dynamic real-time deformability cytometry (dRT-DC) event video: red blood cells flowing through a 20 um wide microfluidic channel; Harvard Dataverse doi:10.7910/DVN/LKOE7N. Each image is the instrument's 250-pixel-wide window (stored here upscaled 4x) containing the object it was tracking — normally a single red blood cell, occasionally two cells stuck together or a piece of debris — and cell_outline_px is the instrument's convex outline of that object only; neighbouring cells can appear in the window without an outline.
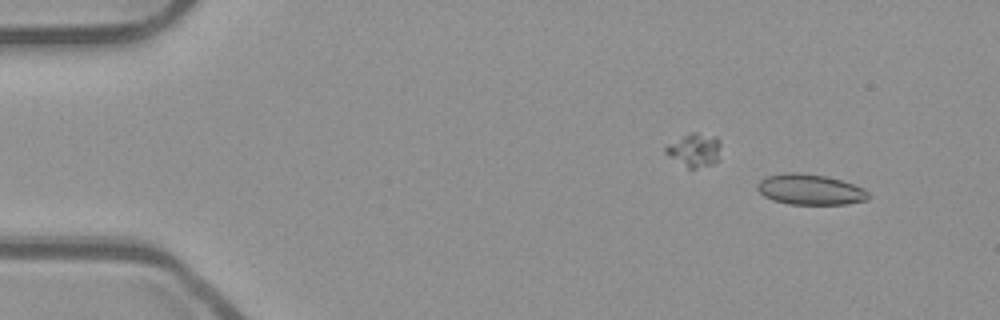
{"species": "common noctule bat (a hibernating species)", "species_latin": "Nyctalus noctula", "temperature_condition": "room temperature", "stored_images_in_passage": 50, "camera_frame_rate_fps": 3000, "um_per_image_px": 0.085, "animal": {"sex": "male", "body_mass_g": 23.1, "forearm_length_mm": 52.7}, "frame": {"image": 1, "passage_image": 4, "time_ms": 1.0, "image_size_px": [1000, 320], "cell_outline_px": [[868, 200], [848, 204], [788, 204], [772, 200], [764, 196], [756, 188], [756, 184], [764, 176], [784, 172], [796, 172], [824, 176], [840, 180], [864, 188], [868, 192]], "centroid_in_image_um": [68.82, 16.11], "position_along_channel_um": 16.2, "area_um2": 19.88}}
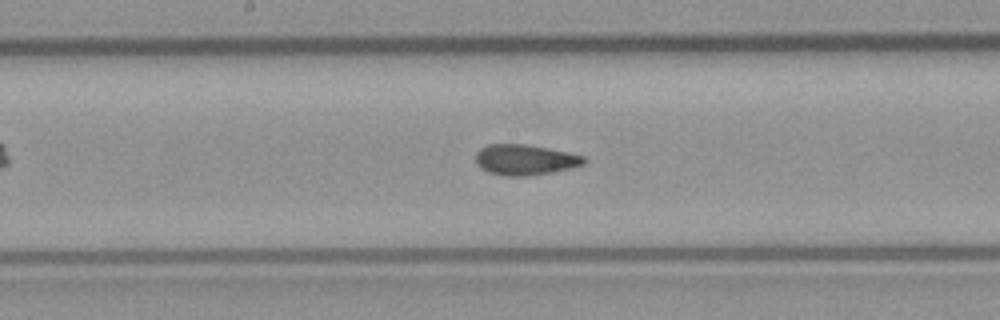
{"frame": {"image": 2, "passage_image": 27, "time_ms": 8.667, "image_size_px": [1000, 320], "cell_outline_px": [[588, 160], [584, 164], [552, 172], [528, 176], [504, 176], [488, 172], [480, 168], [476, 164], [476, 152], [480, 148], [488, 144], [524, 144], [548, 148], [568, 152], [584, 156]], "centroid_in_image_um": [44.6, 13.58], "position_along_channel_um": 203.6, "area_um2": 19.36}}
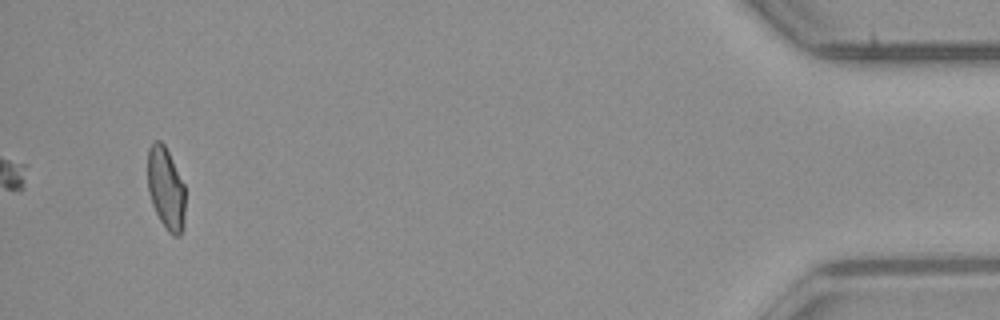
{"frame": {"image": 3, "passage_image": 50, "time_ms": 16.333, "image_size_px": [1000, 320], "cell_outline_px": [[184, 224], [180, 236], [172, 236], [168, 232], [160, 220], [152, 204], [148, 192], [148, 148], [156, 140], [160, 140], [164, 144], [184, 184]], "centroid_in_image_um": [14.1, 16.04], "position_along_channel_um": 421.1, "area_um2": 17.92}, "authors_computed_cell_mechanics": {"area_um2": 19.3919, "velocity_mm_per_s": 3.897, "shape_relaxation_time_tau1_ms": null, "shape_relaxation_time_tau2_ms": 1.3121, "deformation_change_tau1": null, "deformation_change_tau2": 0.0493}}